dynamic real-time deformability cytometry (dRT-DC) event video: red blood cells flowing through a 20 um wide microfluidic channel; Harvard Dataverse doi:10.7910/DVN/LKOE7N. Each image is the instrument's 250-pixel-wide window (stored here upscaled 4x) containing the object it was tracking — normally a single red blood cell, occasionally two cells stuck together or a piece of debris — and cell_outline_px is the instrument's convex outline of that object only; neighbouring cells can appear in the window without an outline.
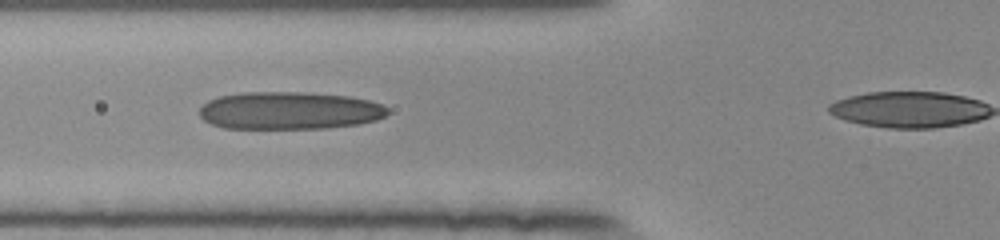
{"species": "human", "species_latin": "Homo sapiens", "temperature_condition": "room temperature", "stored_images_in_passage": 38, "camera_frame_rate_fps": 3000, "um_per_image_px": 0.085, "donor": {"sex": "female"}, "frame": {"image": 1, "passage_image": 12, "time_ms": 3.667, "image_size_px": [1000, 240], "cell_outline_px": [[388, 112], [384, 116], [376, 120], [360, 124], [328, 128], [224, 128], [212, 124], [204, 120], [200, 116], [200, 108], [208, 100], [220, 96], [244, 92], [304, 92], [348, 96], [368, 100], [384, 104], [388, 108]], "centroid_in_image_um": [24.62, 9.4], "position_along_channel_um": 101.2, "area_um2": 41.33}}
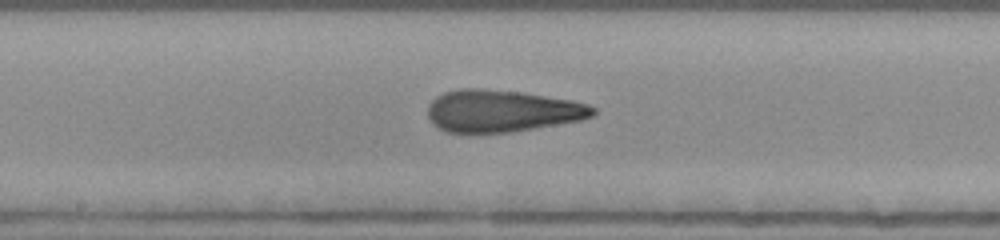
{"frame": {"image": 2, "passage_image": 20, "time_ms": 6.333, "image_size_px": [1000, 240], "cell_outline_px": [[596, 112], [592, 116], [580, 120], [508, 132], [444, 132], [428, 116], [428, 104], [436, 96], [444, 92], [460, 88], [480, 88], [520, 92], [572, 100], [588, 104], [596, 108]], "centroid_in_image_um": [42.65, 9.41], "position_along_channel_um": 205.5, "area_um2": 40.11}}
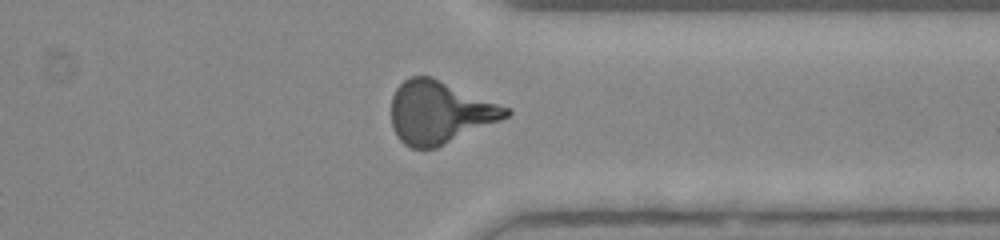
{"frame": {"image": 3, "passage_image": 33, "time_ms": 10.667, "image_size_px": [1000, 240], "cell_outline_px": [[512, 112], [508, 116], [500, 120], [436, 148], [412, 148], [404, 144], [396, 136], [392, 128], [392, 96], [396, 88], [408, 76], [432, 76], [508, 108]], "centroid_in_image_um": [37.32, 9.54], "position_along_channel_um": 374.1, "area_um2": 41.44}}